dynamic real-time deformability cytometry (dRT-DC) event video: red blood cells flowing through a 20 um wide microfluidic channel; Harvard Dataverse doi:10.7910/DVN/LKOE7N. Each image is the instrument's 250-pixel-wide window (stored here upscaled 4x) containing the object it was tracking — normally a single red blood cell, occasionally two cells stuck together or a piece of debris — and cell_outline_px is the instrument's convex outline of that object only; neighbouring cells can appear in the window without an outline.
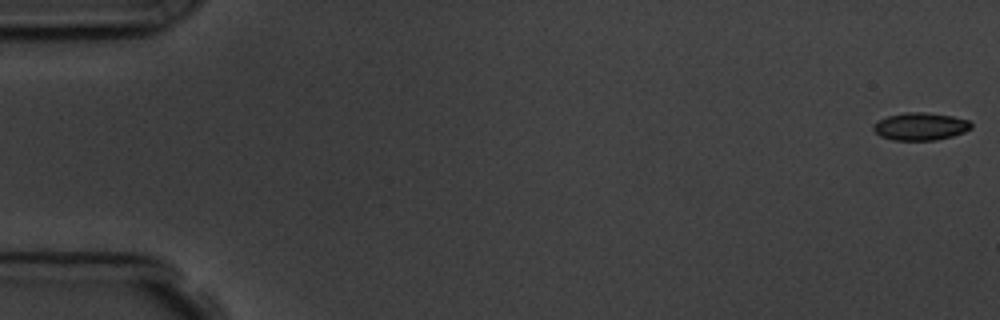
{"species": "common noctule bat (a hibernating species)", "species_latin": "Nyctalus noctula", "temperature_condition": "room temperature", "stored_images_in_passage": 5, "segment_of_instrument_passage": [1, 2], "camera_frame_rate_fps": 3000, "um_per_image_px": 0.085, "animal": {"sex": "male", "body_mass_g": 19.5, "forearm_length_mm": 54.6}, "frame": {"image": 1, "passage_image": 1, "time_ms": 0.0, "image_size_px": [1000, 320], "cell_outline_px": [[972, 128], [964, 132], [952, 136], [936, 140], [892, 140], [880, 136], [872, 128], [872, 124], [888, 116], [904, 112], [924, 112], [952, 116], [968, 120], [972, 124]], "centroid_in_image_um": [78.23, 10.75], "position_along_channel_um": 6.8, "area_um2": 15.72}}
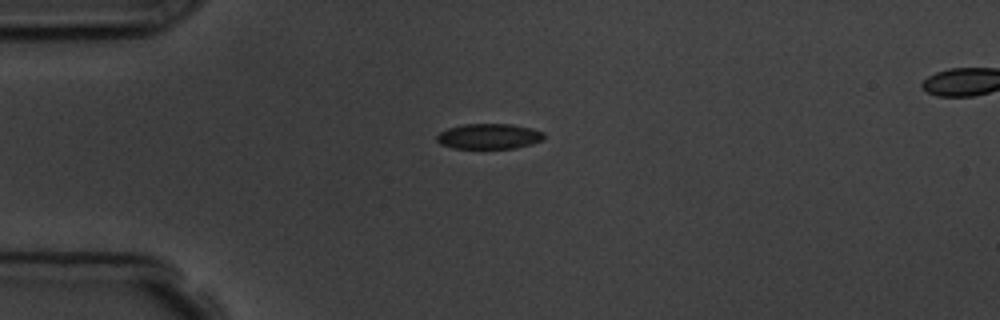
{"frame": {"image": 2, "passage_image": 4, "time_ms": 4.333, "image_size_px": [1000, 320], "cell_outline_px": [[544, 140], [532, 144], [516, 148], [452, 148], [440, 144], [436, 140], [436, 136], [440, 132], [448, 128], [464, 124], [512, 124], [532, 128], [544, 132]], "centroid_in_image_um": [41.58, 11.59], "position_along_channel_um": 43.4, "area_um2": 15.95}}